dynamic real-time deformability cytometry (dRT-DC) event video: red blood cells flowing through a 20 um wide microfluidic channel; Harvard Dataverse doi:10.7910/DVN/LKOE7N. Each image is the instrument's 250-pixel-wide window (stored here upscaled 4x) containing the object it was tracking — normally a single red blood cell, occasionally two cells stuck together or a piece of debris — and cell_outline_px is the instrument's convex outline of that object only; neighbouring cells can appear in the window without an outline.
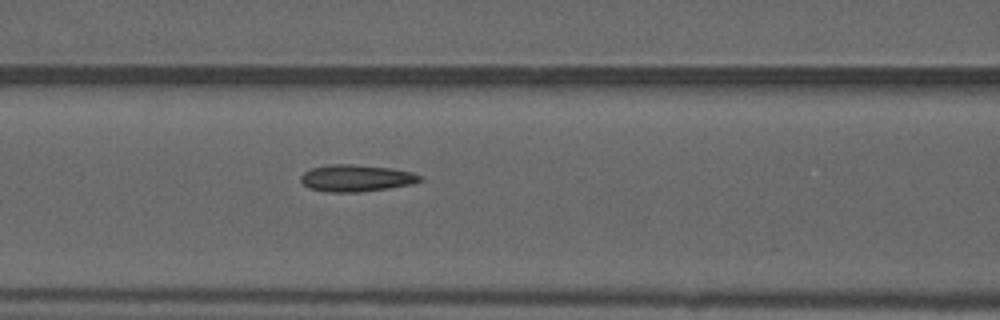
{"species": "common noctule bat (a hibernating species)", "species_latin": "Nyctalus noctula", "temperature_condition": "warm", "stored_images_in_passage": 26, "camera_frame_rate_fps": 3000, "um_per_image_px": 0.085, "animal": {"sex": "male", "forearm_length_mm": 52.5}, "frame": {"image": 1, "passage_image": 22, "time_ms": 7.0, "image_size_px": [1000, 320], "cell_outline_px": [[424, 180], [412, 184], [388, 188], [360, 192], [324, 192], [308, 188], [300, 180], [300, 176], [304, 172], [312, 168], [328, 164], [352, 164], [392, 168], [412, 172], [420, 176]], "centroid_in_image_um": [30.26, 15.14], "position_along_channel_um": 136.3, "area_um2": 18.79}}
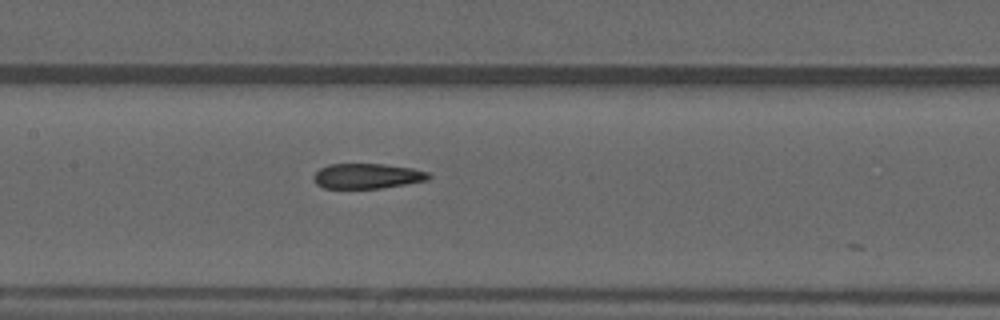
{"frame": {"image": 2, "passage_image": 25, "time_ms": 8.0, "image_size_px": [1000, 320], "cell_outline_px": [[432, 176], [428, 180], [380, 188], [324, 188], [316, 184], [312, 180], [312, 176], [320, 168], [328, 164], [384, 164], [412, 168], [428, 172]], "centroid_in_image_um": [31.18, 14.96], "position_along_channel_um": 176.2, "area_um2": 16.88}}